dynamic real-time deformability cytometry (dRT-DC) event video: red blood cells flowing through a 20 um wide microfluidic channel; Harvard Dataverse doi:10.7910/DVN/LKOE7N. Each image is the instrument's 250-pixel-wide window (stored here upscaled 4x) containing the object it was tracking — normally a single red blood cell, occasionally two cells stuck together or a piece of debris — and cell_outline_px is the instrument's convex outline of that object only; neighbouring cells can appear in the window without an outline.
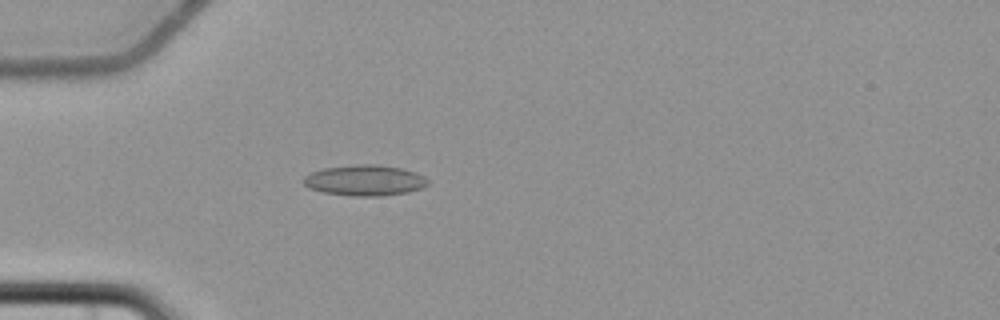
{"species": "common noctule bat (a hibernating species)", "species_latin": "Nyctalus noctula", "temperature_condition": "cold", "stored_images_in_passage": 5, "camera_frame_rate_fps": 3000, "um_per_image_px": 0.085, "animal": {"sex": "female", "body_mass_g": 22.7, "forearm_length_mm": 54.2}, "frame": {"image": 1, "passage_image": 5, "time_ms": 5.0, "image_size_px": [1000, 320], "cell_outline_px": [[428, 184], [424, 188], [408, 192], [380, 196], [352, 196], [324, 192], [308, 188], [304, 184], [304, 176], [312, 172], [324, 168], [356, 164], [376, 164], [400, 168], [416, 172], [424, 176], [428, 180]], "centroid_in_image_um": [31.03, 15.33], "position_along_channel_um": 54.0, "area_um2": 22.31}}